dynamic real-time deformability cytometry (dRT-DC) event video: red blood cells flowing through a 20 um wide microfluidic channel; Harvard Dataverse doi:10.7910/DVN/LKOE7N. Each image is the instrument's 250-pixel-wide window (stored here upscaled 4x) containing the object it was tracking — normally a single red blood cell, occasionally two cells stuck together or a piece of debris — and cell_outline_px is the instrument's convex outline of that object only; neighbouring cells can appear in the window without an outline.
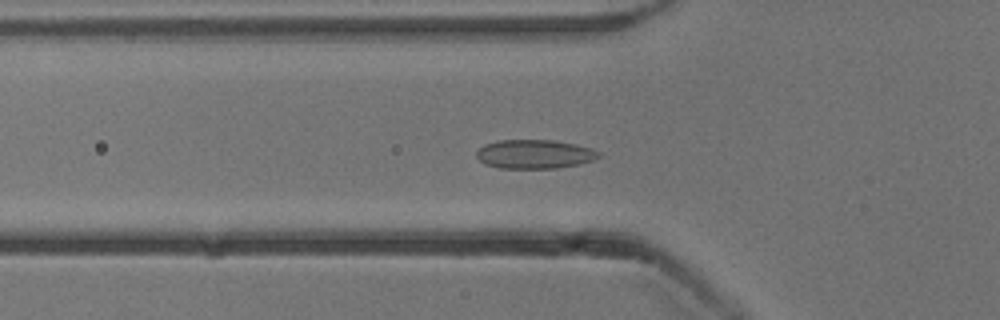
{"species": "common noctule bat (a hibernating species)", "species_latin": "Nyctalus noctula", "temperature_condition": "cold", "stored_images_in_passage": 38, "camera_frame_rate_fps": 3000, "um_per_image_px": 0.085, "animal": {"sex": "male", "body_mass_g": 13.3}, "frame": {"image": 1, "passage_image": 3, "time_ms": 0.667, "image_size_px": [1000, 320], "cell_outline_px": [[600, 156], [592, 160], [580, 164], [556, 168], [500, 168], [484, 164], [476, 156], [476, 152], [484, 144], [500, 140], [552, 140], [576, 144], [592, 148], [600, 152]], "centroid_in_image_um": [45.44, 13.1], "position_along_channel_um": 80.4, "area_um2": 20.63}}
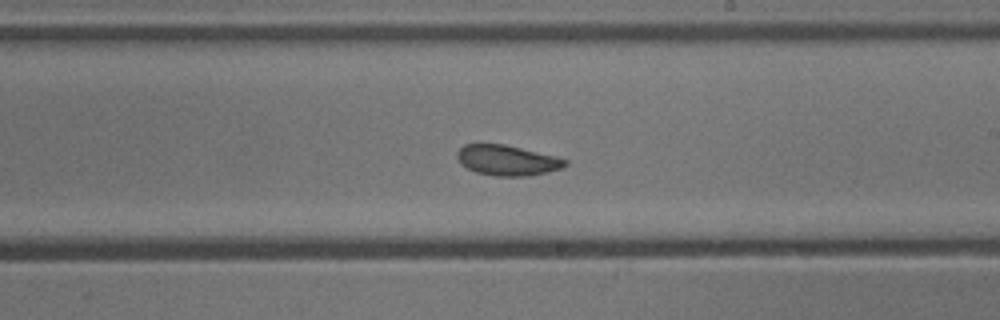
{"frame": {"image": 2, "passage_image": 16, "time_ms": 5.0, "image_size_px": [1000, 320], "cell_outline_px": [[568, 164], [560, 168], [548, 172], [528, 176], [496, 176], [476, 172], [468, 168], [456, 156], [456, 152], [464, 144], [504, 144], [556, 156], [568, 160]], "centroid_in_image_um": [43.14, 13.62], "position_along_channel_um": 245.9, "area_um2": 18.96}}
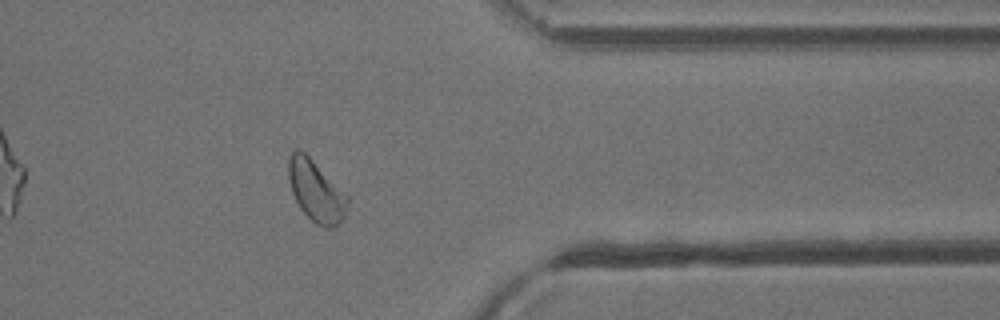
{"frame": {"image": 3, "passage_image": 28, "time_ms": 9.0, "image_size_px": [1000, 320], "cell_outline_px": [[348, 204], [344, 216], [332, 228], [324, 228], [316, 224], [300, 208], [292, 192], [288, 180], [288, 156], [296, 148], [304, 152], [348, 196]], "centroid_in_image_um": [26.83, 16.23], "position_along_channel_um": 384.6, "area_um2": 20.69}, "authors_computed_cell_mechanics": {"area_um2": 19.7387, "velocity_mm_per_s": 3.8056, "shape_relaxation_time_tau1_ms": 3.3276, "shape_relaxation_time_tau2_ms": 1.5089, "deformation_change_tau1": 0.0623, "deformation_change_tau2": 0.0529}}